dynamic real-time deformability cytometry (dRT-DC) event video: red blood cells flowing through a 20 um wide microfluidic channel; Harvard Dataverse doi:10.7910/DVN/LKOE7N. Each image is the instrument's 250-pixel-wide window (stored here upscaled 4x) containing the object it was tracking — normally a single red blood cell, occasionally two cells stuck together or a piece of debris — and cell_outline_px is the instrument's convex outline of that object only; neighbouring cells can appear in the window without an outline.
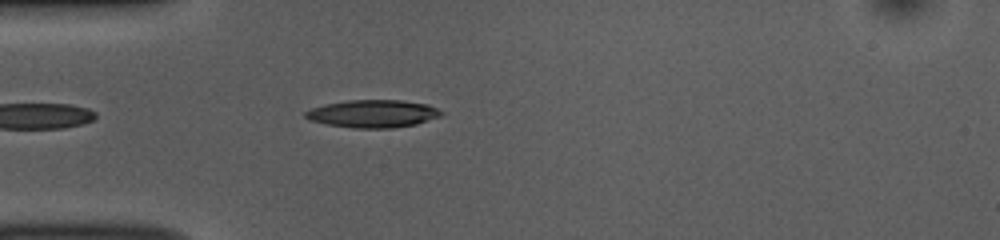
{"species": "common noctule bat (a hibernating species)", "species_latin": "Nyctalus noctula", "temperature_condition": "room temperature", "stored_images_in_passage": 8, "camera_frame_rate_fps": 3000, "um_per_image_px": 0.085, "animal": {"sex": "female", "body_mass_g": 10.0, "forearm_length_mm": 53.1}, "frame": {"image": 1, "passage_image": 4, "time_ms": 1.0, "image_size_px": [1000, 240], "cell_outline_px": [[444, 112], [440, 116], [416, 124], [392, 128], [352, 128], [328, 124], [308, 120], [304, 116], [304, 112], [312, 108], [324, 104], [348, 100], [400, 100], [428, 104]], "centroid_in_image_um": [31.68, 9.66], "position_along_channel_um": 53.3, "area_um2": 21.91}}
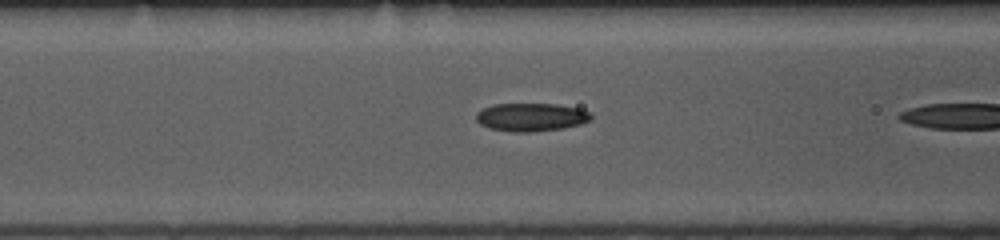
{"frame": {"image": 2, "passage_image": 7, "time_ms": 2.0, "image_size_px": [1000, 240], "cell_outline_px": [[592, 120], [580, 124], [564, 128], [532, 132], [516, 132], [488, 128], [480, 124], [476, 120], [476, 112], [492, 104], [556, 104], [576, 108], [592, 112]], "centroid_in_image_um": [45.15, 9.96], "position_along_channel_um": 121.5, "area_um2": 18.96}}